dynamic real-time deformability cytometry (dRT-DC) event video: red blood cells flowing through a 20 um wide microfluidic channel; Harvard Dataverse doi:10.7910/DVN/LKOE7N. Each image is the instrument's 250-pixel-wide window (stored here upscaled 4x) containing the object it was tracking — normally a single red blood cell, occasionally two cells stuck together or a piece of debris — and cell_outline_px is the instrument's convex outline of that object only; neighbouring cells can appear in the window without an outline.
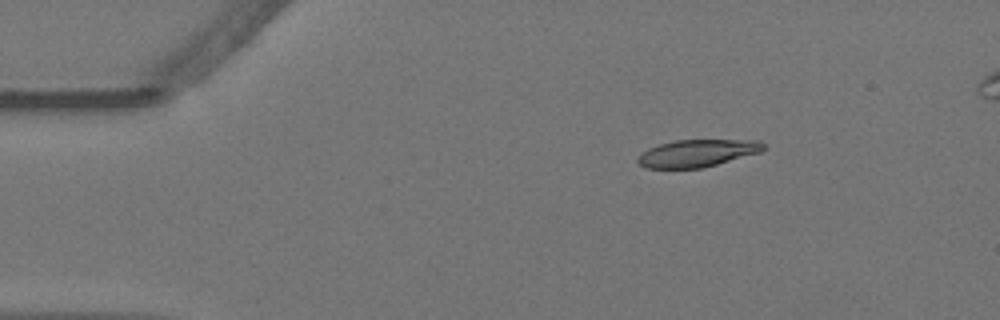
{"species": "Egyptian fruit bat (a non-hibernating species)", "species_latin": "Rousettus aegyptiacus", "temperature_condition": "warm", "stored_images_in_passage": 50, "segment_of_instrument_passage": [1, 2], "camera_frame_rate_fps": 3000, "um_per_image_px": 0.085, "animal": {"sex": "female"}, "frame": {"image": 1, "passage_image": 1, "time_ms": 0.0, "image_size_px": [1000, 320], "cell_outline_px": [[768, 148], [760, 152], [716, 164], [700, 168], [644, 168], [636, 160], [648, 148], [660, 144], [676, 140], [760, 140], [768, 144]], "centroid_in_image_um": [59.33, 13.01], "position_along_channel_um": 25.7, "area_um2": 19.94}}
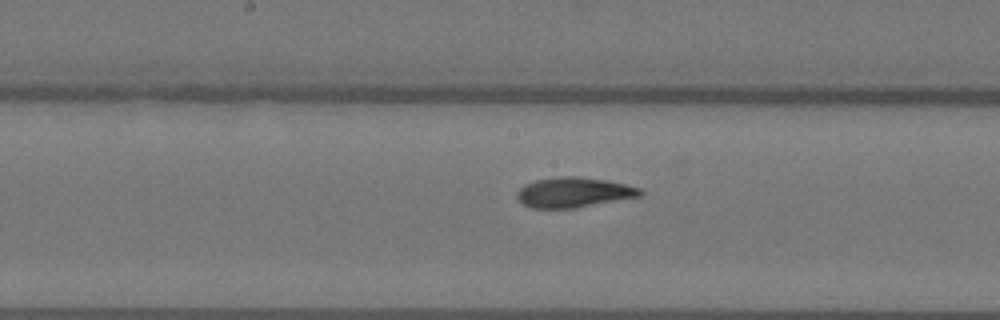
{"frame": {"image": 2, "passage_image": 21, "time_ms": 6.667, "image_size_px": [1000, 320], "cell_outline_px": [[644, 196], [576, 208], [532, 208], [524, 204], [516, 196], [516, 192], [524, 184], [536, 180], [560, 176], [580, 176], [608, 180], [640, 188], [644, 192]], "centroid_in_image_um": [48.81, 16.35], "position_along_channel_um": 199.4, "area_um2": 21.85}}
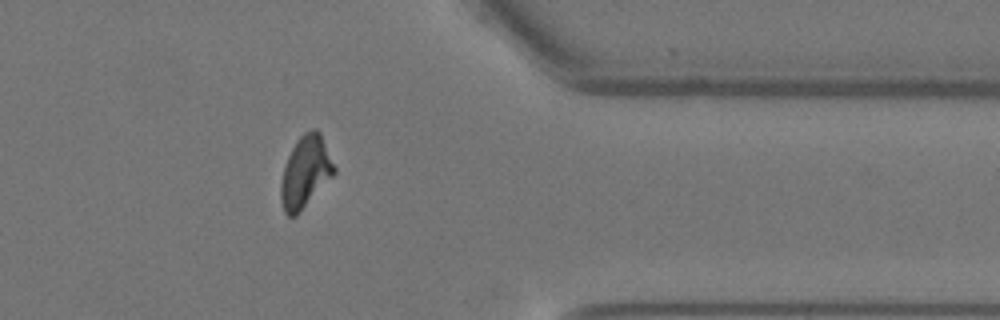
{"frame": {"image": 3, "passage_image": 38, "time_ms": 12.333, "image_size_px": [1000, 320], "cell_outline_px": [[336, 172], [296, 216], [288, 216], [284, 212], [280, 196], [280, 184], [284, 168], [288, 156], [296, 140], [304, 132], [312, 128], [316, 128], [320, 132], [336, 168]], "centroid_in_image_um": [25.96, 14.6], "position_along_channel_um": 385.4, "area_um2": 22.14}}